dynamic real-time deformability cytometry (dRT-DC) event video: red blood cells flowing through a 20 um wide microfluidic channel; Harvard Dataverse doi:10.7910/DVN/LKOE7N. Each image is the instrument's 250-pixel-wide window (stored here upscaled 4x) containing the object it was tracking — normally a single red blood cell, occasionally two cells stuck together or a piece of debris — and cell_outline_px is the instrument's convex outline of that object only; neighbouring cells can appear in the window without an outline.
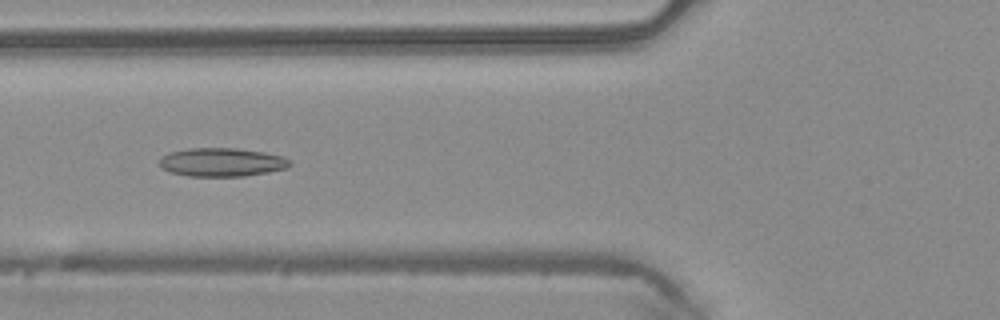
{"species": "common noctule bat (a hibernating species)", "species_latin": "Nyctalus noctula", "temperature_condition": "warm", "stored_images_in_passage": 36, "camera_frame_rate_fps": 3000, "um_per_image_px": 0.085, "animal": {"sex": "male", "body_mass_g": 20.4}, "frame": {"image": 1, "passage_image": 6, "time_ms": 1.667, "image_size_px": [1000, 320], "cell_outline_px": [[292, 164], [288, 168], [268, 172], [244, 176], [188, 176], [172, 172], [160, 168], [160, 156], [172, 152], [188, 148], [236, 148], [264, 152], [284, 156], [292, 160]], "centroid_in_image_um": [18.9, 13.78], "position_along_channel_um": 106.9, "area_um2": 21.85}}
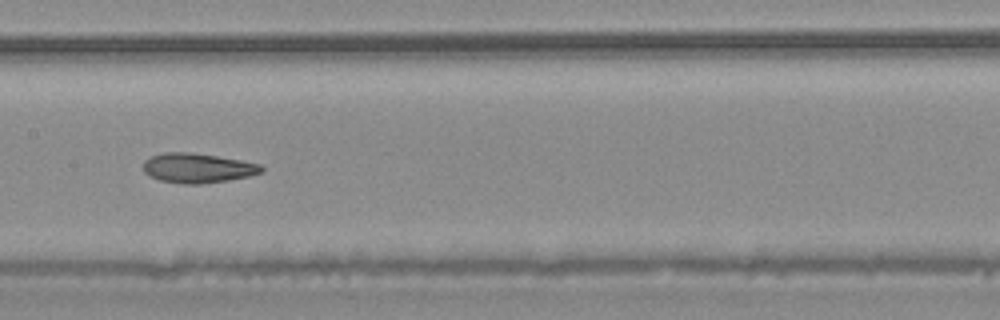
{"frame": {"image": 2, "passage_image": 12, "time_ms": 3.667, "image_size_px": [1000, 320], "cell_outline_px": [[264, 172], [248, 176], [228, 180], [200, 184], [184, 184], [160, 180], [144, 172], [144, 160], [148, 156], [164, 152], [188, 152], [216, 156], [240, 160], [260, 164], [264, 168]], "centroid_in_image_um": [16.79, 14.27], "position_along_channel_um": 190.6, "area_um2": 20.35}}
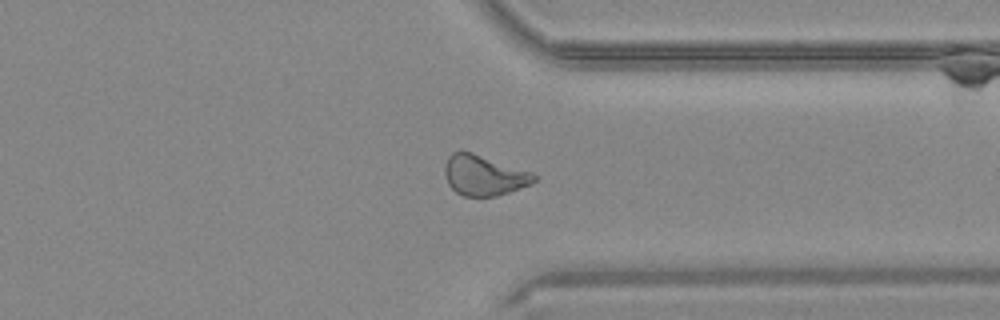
{"frame": {"image": 3, "passage_image": 25, "time_ms": 8.0, "image_size_px": [1000, 320], "cell_outline_px": [[536, 180], [532, 184], [496, 196], [464, 196], [456, 192], [448, 184], [444, 172], [444, 168], [448, 156], [452, 152], [460, 148], [532, 172], [536, 176]], "centroid_in_image_um": [41.1, 14.88], "position_along_channel_um": 370.3, "area_um2": 21.15}, "authors_computed_cell_mechanics": {"area_um2": 20.6057, "velocity_mm_per_s": 4.1642, "shape_relaxation_time_tau1_ms": null, "shape_relaxation_time_tau2_ms": 2.9857, "deformation_change_tau1": null, "deformation_change_tau2": 0.1027}}